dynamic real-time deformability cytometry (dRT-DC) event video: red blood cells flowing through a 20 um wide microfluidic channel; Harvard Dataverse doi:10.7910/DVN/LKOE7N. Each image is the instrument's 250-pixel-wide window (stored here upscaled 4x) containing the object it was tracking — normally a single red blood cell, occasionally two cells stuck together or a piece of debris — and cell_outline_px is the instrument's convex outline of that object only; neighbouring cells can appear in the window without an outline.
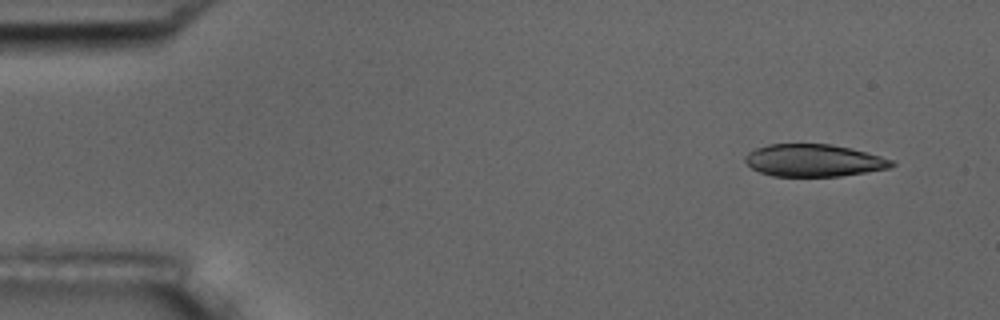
{"species": "common noctule bat (a hibernating species)", "species_latin": "Nyctalus noctula", "temperature_condition": "room temperature", "stored_images_in_passage": 4, "camera_frame_rate_fps": 3000, "um_per_image_px": 0.085, "animal": {"sex": "male", "body_mass_g": 17.5, "forearm_length_mm": 52.3}, "frame": {"image": 1, "passage_image": 1, "time_ms": 0.0, "image_size_px": [1000, 320], "cell_outline_px": [[896, 164], [888, 168], [840, 176], [772, 176], [760, 172], [752, 168], [744, 160], [744, 156], [748, 152], [756, 148], [768, 144], [832, 144], [852, 148], [880, 156], [892, 160]], "centroid_in_image_um": [69.14, 13.63], "position_along_channel_um": 15.9, "area_um2": 27.51}}
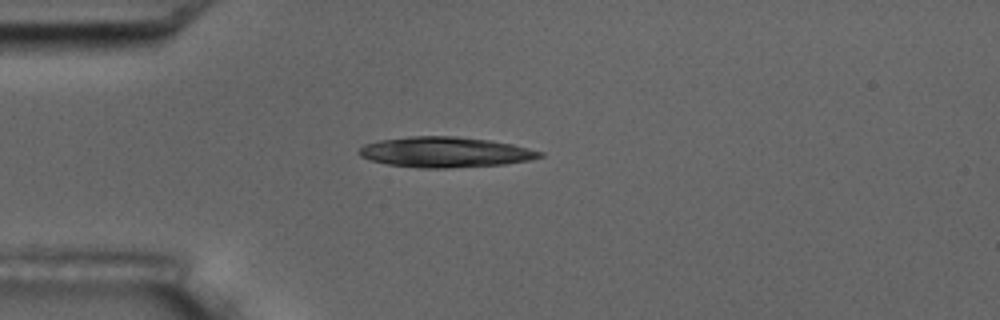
{"frame": {"image": 2, "passage_image": 4, "time_ms": 3.333, "image_size_px": [1000, 320], "cell_outline_px": [[544, 156], [528, 160], [504, 164], [444, 168], [420, 168], [388, 164], [372, 160], [360, 156], [356, 152], [364, 144], [380, 140], [408, 136], [456, 136], [488, 140], [512, 144], [544, 152]], "centroid_in_image_um": [37.82, 12.92], "position_along_channel_um": 47.2, "area_um2": 31.91}}